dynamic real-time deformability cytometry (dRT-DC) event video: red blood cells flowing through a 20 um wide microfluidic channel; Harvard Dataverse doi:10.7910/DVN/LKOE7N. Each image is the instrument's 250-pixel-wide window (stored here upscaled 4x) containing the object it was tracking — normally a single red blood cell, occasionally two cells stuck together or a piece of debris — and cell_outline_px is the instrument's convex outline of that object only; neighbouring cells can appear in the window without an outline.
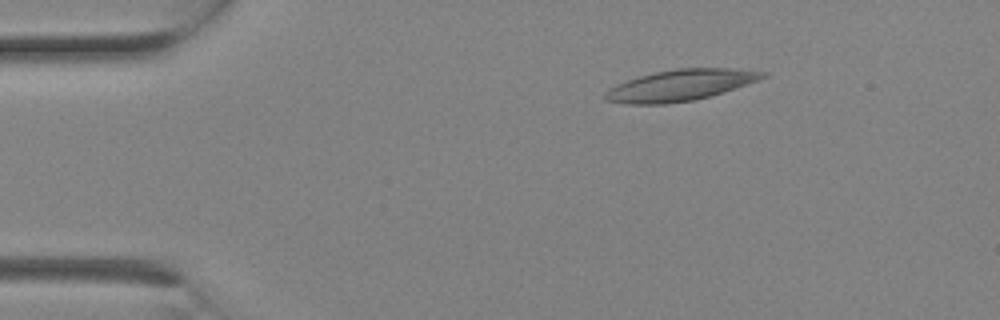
{"species": "Egyptian fruit bat (a non-hibernating species)", "species_latin": "Rousettus aegyptiacus", "temperature_condition": "room temperature", "stored_images_in_passage": 2, "camera_frame_rate_fps": 3000, "um_per_image_px": 0.085, "animal": {"sex": "female"}, "frame": {"image": 1, "passage_image": 1, "time_ms": 0.0, "image_size_px": [1000, 320], "cell_outline_px": [[768, 76], [760, 80], [724, 92], [692, 100], [664, 104], [624, 104], [604, 100], [604, 92], [608, 88], [616, 84], [640, 76], [656, 72], [676, 68], [728, 68], [768, 72]], "centroid_in_image_um": [57.82, 7.25], "position_along_channel_um": 27.2, "area_um2": 28.61}}